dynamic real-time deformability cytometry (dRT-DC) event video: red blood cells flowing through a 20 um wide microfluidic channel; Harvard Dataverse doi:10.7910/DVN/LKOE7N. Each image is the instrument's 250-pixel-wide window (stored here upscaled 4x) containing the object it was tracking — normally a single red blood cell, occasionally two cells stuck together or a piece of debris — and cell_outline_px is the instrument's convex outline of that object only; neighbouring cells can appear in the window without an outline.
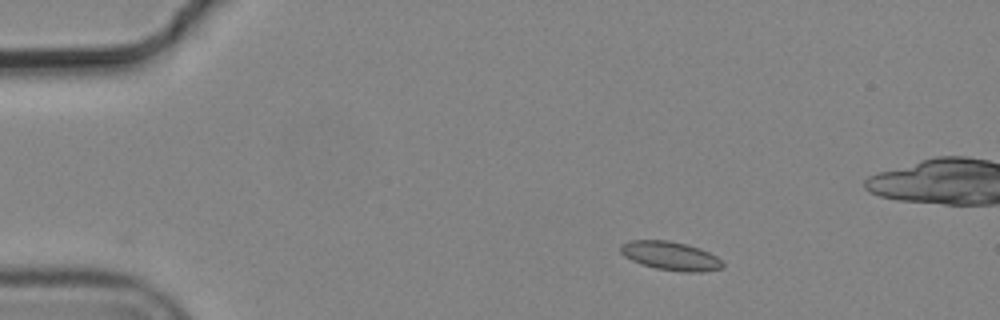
{"species": "common noctule bat (a hibernating species)", "species_latin": "Nyctalus noctula", "temperature_condition": "cold", "stored_images_in_passage": 4, "camera_frame_rate_fps": 3000, "um_per_image_px": 0.085, "animal": {"sex": "male", "body_mass_g": 19.2, "forearm_length_mm": 51.8}, "frame": {"image": 1, "passage_image": 1, "time_ms": 0.0, "image_size_px": [1000, 320], "cell_outline_px": [[724, 268], [700, 272], [684, 272], [656, 268], [632, 260], [624, 256], [620, 252], [620, 244], [628, 240], [668, 240], [700, 248], [716, 256], [724, 264]], "centroid_in_image_um": [56.99, 21.74], "position_along_channel_um": 28.0, "area_um2": 16.99}}